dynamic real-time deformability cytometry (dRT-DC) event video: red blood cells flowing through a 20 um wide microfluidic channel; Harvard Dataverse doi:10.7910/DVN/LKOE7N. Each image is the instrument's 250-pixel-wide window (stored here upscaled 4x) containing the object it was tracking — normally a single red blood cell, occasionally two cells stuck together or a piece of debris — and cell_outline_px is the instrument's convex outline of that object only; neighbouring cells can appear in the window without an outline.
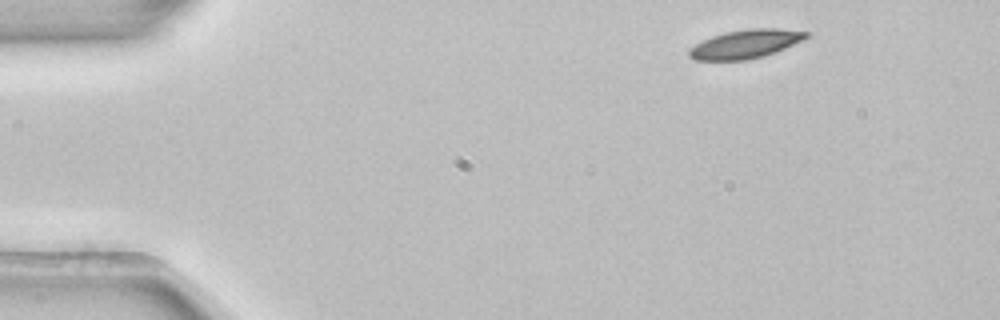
{"species": "common noctule bat (a hibernating species)", "species_latin": "Nyctalus noctula", "temperature_condition": "room temperature", "stored_images_in_passage": 3, "camera_frame_rate_fps": 3000, "um_per_image_px": 0.085, "animal": {"sex": "female", "body_mass_g": 22.7, "forearm_length_mm": 54.2}, "frame": {"image": 1, "passage_image": 1, "time_ms": 0.0, "image_size_px": [1000, 320], "cell_outline_px": [[808, 36], [804, 40], [764, 56], [748, 60], [692, 60], [688, 56], [688, 48], [712, 36], [728, 32], [748, 28], [776, 28], [808, 32]], "centroid_in_image_um": [63.34, 3.75], "position_along_channel_um": 21.7, "area_um2": 19.48}}
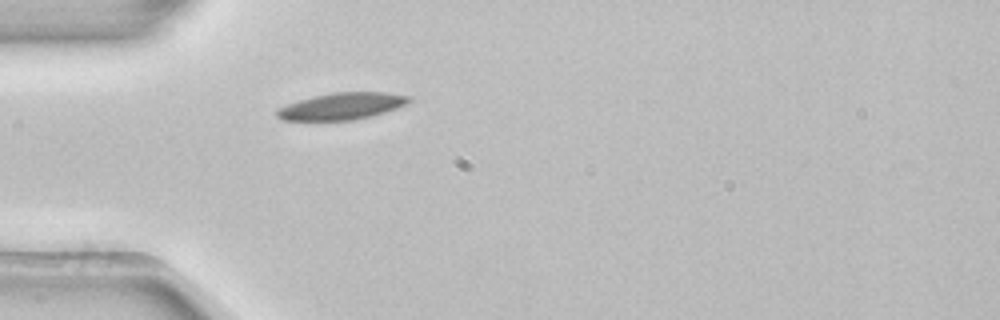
{"frame": {"image": 2, "passage_image": 3, "time_ms": 0.667, "image_size_px": [1000, 320], "cell_outline_px": [[412, 100], [396, 108], [372, 116], [356, 120], [280, 120], [276, 116], [276, 108], [312, 96], [332, 92], [384, 92], [412, 96]], "centroid_in_image_um": [29.04, 9.02], "position_along_channel_um": 56.0, "area_um2": 20.69}}